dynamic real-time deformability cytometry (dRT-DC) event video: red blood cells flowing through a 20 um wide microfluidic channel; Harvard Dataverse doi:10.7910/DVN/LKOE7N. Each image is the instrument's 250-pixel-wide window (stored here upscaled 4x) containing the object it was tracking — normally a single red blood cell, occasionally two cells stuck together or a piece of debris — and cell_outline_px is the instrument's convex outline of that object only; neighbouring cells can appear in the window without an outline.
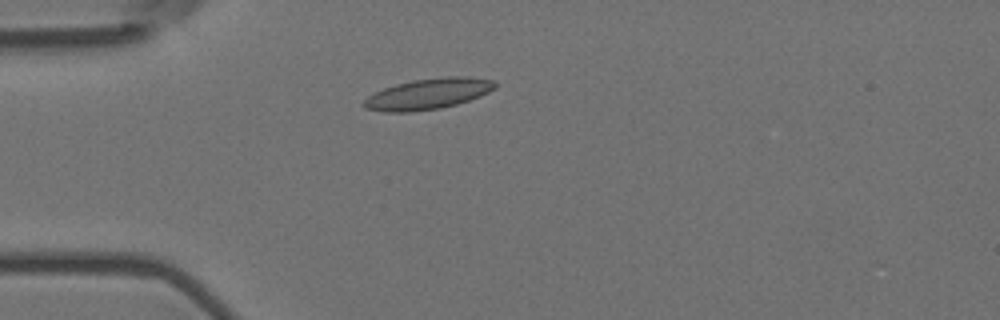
{"species": "Egyptian fruit bat (a non-hibernating species)", "species_latin": "Rousettus aegyptiacus", "temperature_condition": "room temperature", "stored_images_in_passage": 3, "camera_frame_rate_fps": 3000, "um_per_image_px": 0.085, "animal": {"sex": "female"}, "frame": {"image": 1, "passage_image": 3, "time_ms": 0.667, "image_size_px": [1000, 320], "cell_outline_px": [[496, 88], [480, 96], [456, 104], [440, 108], [412, 112], [384, 112], [364, 108], [360, 104], [368, 96], [384, 88], [396, 84], [412, 80], [448, 76], [464, 76], [496, 80]], "centroid_in_image_um": [36.38, 7.98], "position_along_channel_um": 48.6, "area_um2": 23.64}}